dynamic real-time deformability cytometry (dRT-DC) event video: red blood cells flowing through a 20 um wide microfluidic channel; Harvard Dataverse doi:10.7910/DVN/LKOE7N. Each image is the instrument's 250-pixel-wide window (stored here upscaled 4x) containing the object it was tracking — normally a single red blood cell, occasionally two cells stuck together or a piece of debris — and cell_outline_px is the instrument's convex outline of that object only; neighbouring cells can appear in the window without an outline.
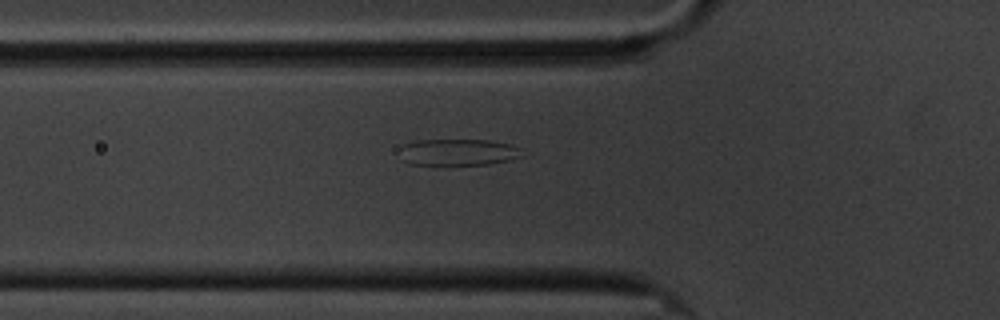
{"species": "common noctule bat (a hibernating species)", "species_latin": "Nyctalus noctula", "temperature_condition": "cold", "stored_images_in_passage": 6, "segment_of_instrument_passage": [2, 2], "camera_frame_rate_fps": 3000, "um_per_image_px": 0.085, "animal": {"sex": "male", "body_mass_g": 20.1, "forearm_length_mm": 53.5}, "frame": {"image": 1, "passage_image": 6, "time_ms": 6.667, "image_size_px": [1000, 320], "cell_outline_px": [[524, 156], [512, 160], [488, 164], [408, 164], [404, 160], [400, 148], [404, 144], [416, 140], [488, 140], [512, 144], [520, 148]], "centroid_in_image_um": [39.01, 12.93], "position_along_channel_um": 86.8, "area_um2": 18.9}}